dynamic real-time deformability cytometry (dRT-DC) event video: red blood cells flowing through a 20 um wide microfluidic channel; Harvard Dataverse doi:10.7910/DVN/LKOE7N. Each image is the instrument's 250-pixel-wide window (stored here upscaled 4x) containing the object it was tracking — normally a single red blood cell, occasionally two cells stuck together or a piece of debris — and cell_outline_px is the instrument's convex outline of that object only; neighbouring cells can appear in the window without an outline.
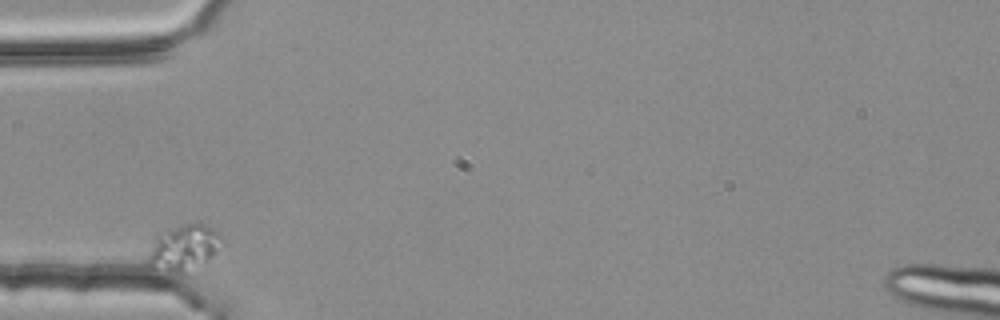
{"species": "common noctule bat (a hibernating species)", "species_latin": "Nyctalus noctula", "temperature_condition": "room temperature", "stored_images_in_passage": 1, "camera_frame_rate_fps": 3000, "um_per_image_px": 0.085, "animal": {"sex": "female", "body_mass_g": 25.1}, "frame": {"image": 1, "passage_image": 1, "time_ms": 0.0, "image_size_px": [1000, 320], "cell_outline_px": [[224, 244], [208, 260], [188, 276], [180, 276], [168, 272], [148, 264], [148, 256], [156, 236], [184, 224], [204, 224], [212, 228], [224, 240]], "centroid_in_image_um": [15.69, 21.14], "position_along_channel_um": 69.3, "area_um2": 19.83}}